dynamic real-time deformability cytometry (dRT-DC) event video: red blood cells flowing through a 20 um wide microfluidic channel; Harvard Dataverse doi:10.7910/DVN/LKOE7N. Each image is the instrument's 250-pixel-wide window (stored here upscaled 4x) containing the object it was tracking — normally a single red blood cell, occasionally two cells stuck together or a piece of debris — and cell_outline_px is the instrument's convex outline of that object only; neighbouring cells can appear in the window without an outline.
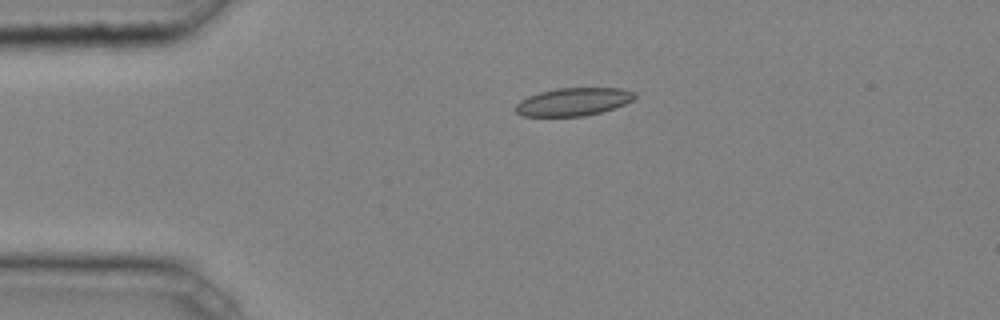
{"species": "common noctule bat (a hibernating species)", "species_latin": "Nyctalus noctula", "temperature_condition": "cold", "stored_images_in_passage": 4, "camera_frame_rate_fps": 3000, "um_per_image_px": 0.085, "animal": {"sex": "male", "body_mass_g": 20.4}, "frame": {"image": 1, "passage_image": 3, "time_ms": 0.667, "image_size_px": [1000, 320], "cell_outline_px": [[636, 96], [632, 100], [624, 104], [600, 112], [584, 116], [524, 116], [516, 112], [516, 104], [520, 100], [528, 96], [540, 92], [556, 88], [620, 88], [636, 92]], "centroid_in_image_um": [48.73, 8.64], "position_along_channel_um": 36.3, "area_um2": 19.25}}